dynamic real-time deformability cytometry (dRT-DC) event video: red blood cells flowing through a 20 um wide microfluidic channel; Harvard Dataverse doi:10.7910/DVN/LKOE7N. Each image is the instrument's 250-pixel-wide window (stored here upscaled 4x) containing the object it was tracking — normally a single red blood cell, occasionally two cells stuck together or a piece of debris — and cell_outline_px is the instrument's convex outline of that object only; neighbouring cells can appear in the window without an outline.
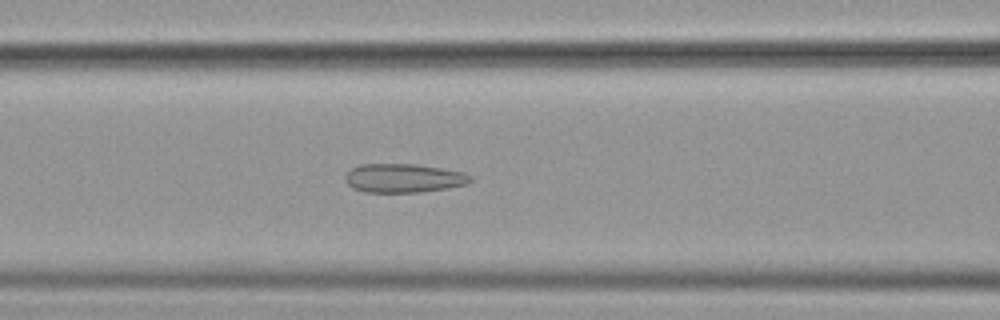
{"species": "common noctule bat (a hibernating species)", "species_latin": "Nyctalus noctula", "temperature_condition": "cold", "stored_images_in_passage": 46, "camera_frame_rate_fps": 3000, "um_per_image_px": 0.085, "animal": {"sex": "female", "body_mass_g": 19.9}, "frame": {"image": 1, "passage_image": 14, "time_ms": 4.333, "image_size_px": [1000, 320], "cell_outline_px": [[472, 180], [468, 184], [448, 188], [420, 192], [364, 192], [352, 188], [344, 180], [344, 176], [352, 168], [360, 164], [416, 164], [464, 172], [472, 176]], "centroid_in_image_um": [34.3, 15.14], "position_along_channel_um": 132.3, "area_um2": 21.15}}
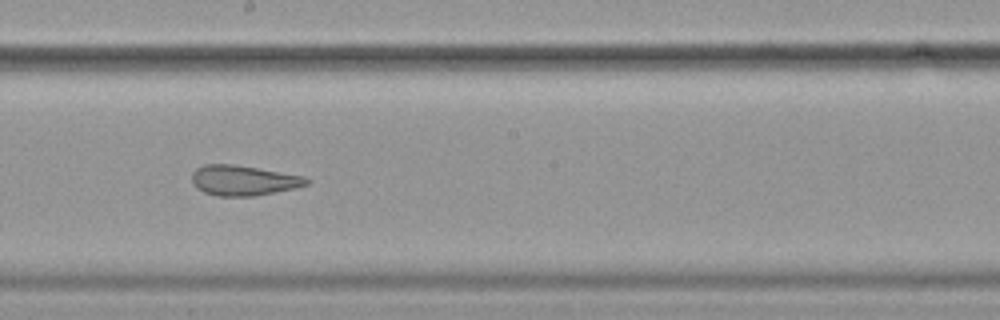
{"frame": {"image": 2, "passage_image": 22, "time_ms": 7.0, "image_size_px": [1000, 320], "cell_outline_px": [[308, 184], [296, 188], [256, 196], [216, 196], [204, 192], [196, 188], [192, 184], [192, 172], [196, 168], [204, 164], [232, 164], [304, 176], [308, 180]], "centroid_in_image_um": [20.65, 15.34], "position_along_channel_um": 227.6, "area_um2": 20.17}}
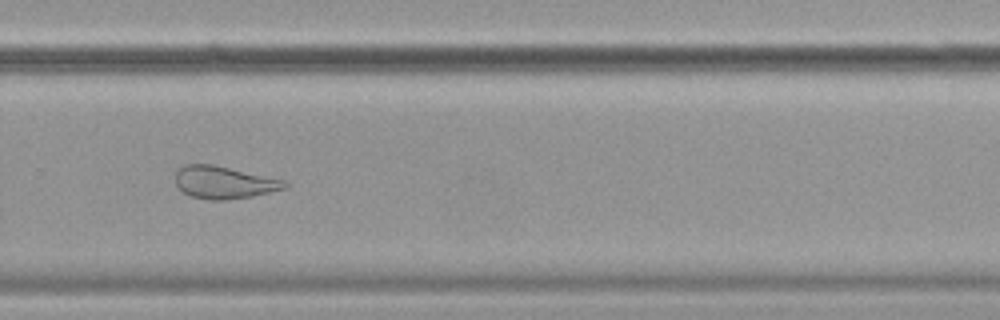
{"frame": {"image": 3, "passage_image": 29, "time_ms": 9.333, "image_size_px": [1000, 320], "cell_outline_px": [[288, 188], [252, 196], [224, 200], [212, 200], [192, 196], [184, 192], [176, 184], [176, 172], [184, 164], [212, 164], [288, 180]], "centroid_in_image_um": [19.1, 15.49], "position_along_channel_um": 310.7, "area_um2": 20.69}, "authors_computed_cell_mechanics": {"area_um2": 23.3801, "velocity_mm_per_s": 3.5806, "shape_relaxation_time_tau1_ms": null, "shape_relaxation_time_tau2_ms": 1.7734, "deformation_change_tau1": null, "deformation_change_tau2": 0.0921}}